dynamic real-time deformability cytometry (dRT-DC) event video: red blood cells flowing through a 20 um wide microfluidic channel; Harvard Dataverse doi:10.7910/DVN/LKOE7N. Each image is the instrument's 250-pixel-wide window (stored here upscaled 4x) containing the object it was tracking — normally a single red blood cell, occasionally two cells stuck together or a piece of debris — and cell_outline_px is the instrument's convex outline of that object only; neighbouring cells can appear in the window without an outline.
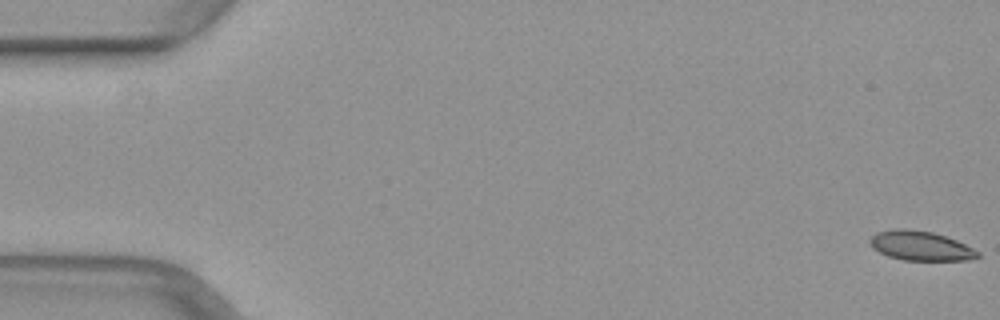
{"species": "common noctule bat (a hibernating species)", "species_latin": "Nyctalus noctula", "temperature_condition": "warm", "stored_images_in_passage": 14, "camera_frame_rate_fps": 3000, "um_per_image_px": 0.085, "animal": {"sex": "female", "body_mass_g": 29.2, "forearm_length_mm": 56.3}, "frame": {"image": 1, "passage_image": 1, "time_ms": 0.0, "image_size_px": [1000, 320], "cell_outline_px": [[980, 256], [968, 260], [904, 260], [888, 256], [872, 248], [868, 244], [868, 240], [876, 232], [896, 228], [904, 228], [932, 232], [956, 240], [980, 252]], "centroid_in_image_um": [78.2, 20.89], "position_along_channel_um": 6.8, "area_um2": 18.5}}
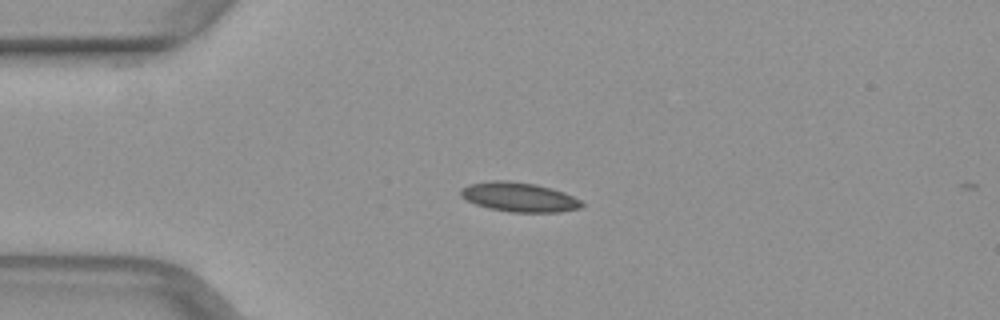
{"frame": {"image": 2, "passage_image": 13, "time_ms": 4.0, "image_size_px": [1000, 320], "cell_outline_px": [[584, 208], [560, 212], [508, 212], [488, 208], [464, 200], [460, 196], [460, 188], [468, 184], [488, 180], [508, 180], [536, 184], [552, 188], [564, 192], [580, 200], [584, 204]], "centroid_in_image_um": [44.1, 16.75], "position_along_channel_um": 40.9, "area_um2": 21.15}}